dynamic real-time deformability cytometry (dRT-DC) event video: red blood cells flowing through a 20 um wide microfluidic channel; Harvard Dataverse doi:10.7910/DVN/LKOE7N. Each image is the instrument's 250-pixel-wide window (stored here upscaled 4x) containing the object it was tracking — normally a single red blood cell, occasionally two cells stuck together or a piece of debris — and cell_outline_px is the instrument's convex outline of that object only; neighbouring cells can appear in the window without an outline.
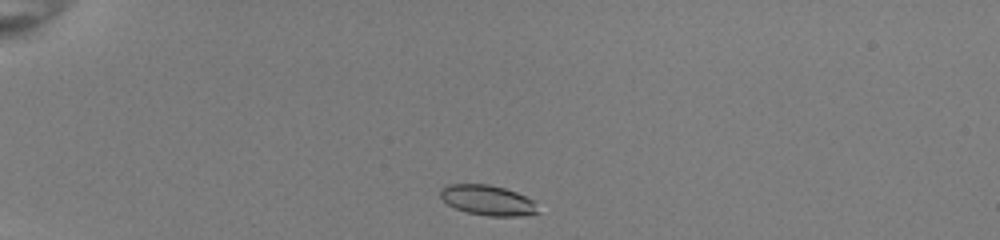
{"species": "common noctule bat (a hibernating species)", "species_latin": "Nyctalus noctula", "temperature_condition": "room temperature", "stored_images_in_passage": 39, "camera_frame_rate_fps": 3000, "um_per_image_px": 0.085, "animal": {"sex": "female", "body_mass_g": 22.0, "forearm_length_mm": 56.7}, "frame": {"image": 1, "passage_image": 1, "time_ms": 0.0, "image_size_px": [1000, 240], "cell_outline_px": [[540, 212], [516, 216], [492, 216], [468, 212], [456, 208], [448, 204], [440, 196], [440, 188], [444, 184], [488, 184], [504, 188], [516, 192], [532, 200]], "centroid_in_image_um": [41.41, 17.0], "position_along_channel_um": 43.6, "area_um2": 16.94}}
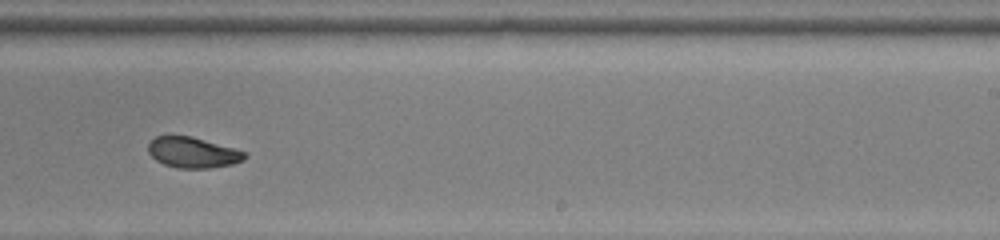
{"frame": {"image": 2, "passage_image": 22, "time_ms": 7.0, "image_size_px": [1000, 240], "cell_outline_px": [[248, 156], [244, 160], [232, 164], [208, 168], [176, 168], [164, 164], [156, 160], [148, 152], [148, 144], [156, 136], [192, 136], [248, 152]], "centroid_in_image_um": [16.42, 12.96], "position_along_channel_um": 272.6, "area_um2": 17.28}}
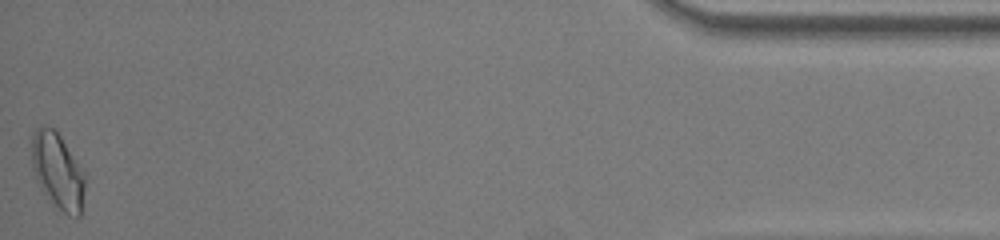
{"frame": {"image": 3, "passage_image": 39, "time_ms": 12.667, "image_size_px": [1000, 240], "cell_outline_px": [[84, 184], [80, 216], [68, 216], [52, 200], [36, 172], [32, 164], [32, 136], [36, 128], [52, 128], [60, 136], [84, 176]], "centroid_in_image_um": [4.92, 14.51], "position_along_channel_um": 430.3, "area_um2": 21.62}, "authors_computed_cell_mechanics": {"area_um2": 18.0914, "velocity_mm_per_s": 3.994, "shape_relaxation_time_tau1_ms": 3.9008, "shape_relaxation_time_tau2_ms": 1.9778, "deformation_change_tau1": 0.1513, "deformation_change_tau2": 0.0756}}